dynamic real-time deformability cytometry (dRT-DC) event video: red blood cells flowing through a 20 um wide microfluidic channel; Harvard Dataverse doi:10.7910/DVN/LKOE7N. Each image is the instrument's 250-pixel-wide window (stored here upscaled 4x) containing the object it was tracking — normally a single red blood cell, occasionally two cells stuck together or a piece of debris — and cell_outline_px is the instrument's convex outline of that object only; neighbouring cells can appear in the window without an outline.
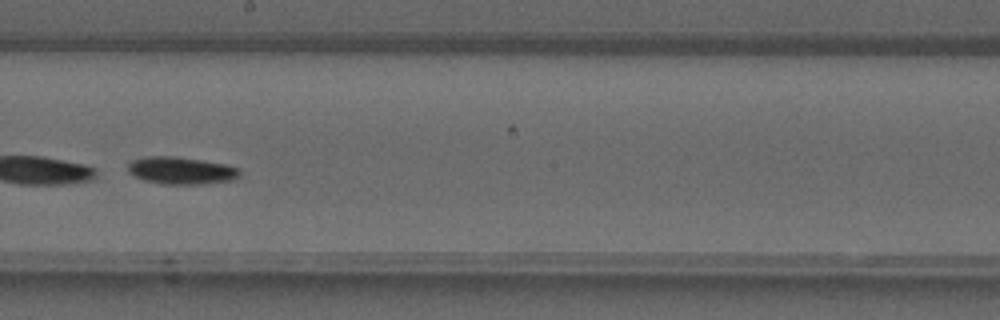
{"species": "common noctule bat (a hibernating species)", "species_latin": "Nyctalus noctula", "temperature_condition": "warm", "stored_images_in_passage": 41, "camera_frame_rate_fps": 3000, "um_per_image_px": 0.085, "animal": {"sex": "male", "forearm_length_mm": 52.5}, "frame": {"image": 1, "passage_image": 24, "time_ms": 7.667, "image_size_px": [1000, 320], "cell_outline_px": [[240, 176], [232, 180], [200, 184], [164, 184], [144, 180], [128, 172], [128, 164], [132, 160], [148, 156], [176, 156], [224, 164], [240, 168]], "centroid_in_image_um": [15.4, 14.49], "position_along_channel_um": 232.8, "area_um2": 17.69}}